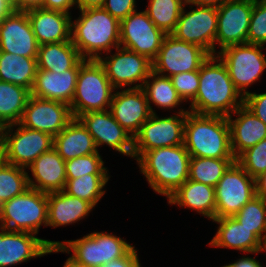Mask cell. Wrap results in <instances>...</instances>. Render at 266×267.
<instances>
[{
  "instance_id": "obj_1",
  "label": "cell",
  "mask_w": 266,
  "mask_h": 267,
  "mask_svg": "<svg viewBox=\"0 0 266 267\" xmlns=\"http://www.w3.org/2000/svg\"><path fill=\"white\" fill-rule=\"evenodd\" d=\"M242 105L244 97L229 77L227 67L217 55H210L200 67L199 88L189 111L228 117Z\"/></svg>"
},
{
  "instance_id": "obj_2",
  "label": "cell",
  "mask_w": 266,
  "mask_h": 267,
  "mask_svg": "<svg viewBox=\"0 0 266 267\" xmlns=\"http://www.w3.org/2000/svg\"><path fill=\"white\" fill-rule=\"evenodd\" d=\"M71 21V42L83 59L98 60L120 46V21L102 7L80 10Z\"/></svg>"
},
{
  "instance_id": "obj_3",
  "label": "cell",
  "mask_w": 266,
  "mask_h": 267,
  "mask_svg": "<svg viewBox=\"0 0 266 267\" xmlns=\"http://www.w3.org/2000/svg\"><path fill=\"white\" fill-rule=\"evenodd\" d=\"M190 159V154L181 144L146 151L137 163L155 193L168 198L188 180Z\"/></svg>"
},
{
  "instance_id": "obj_4",
  "label": "cell",
  "mask_w": 266,
  "mask_h": 267,
  "mask_svg": "<svg viewBox=\"0 0 266 267\" xmlns=\"http://www.w3.org/2000/svg\"><path fill=\"white\" fill-rule=\"evenodd\" d=\"M184 146L190 157L235 158L225 116L200 115L188 111L184 125Z\"/></svg>"
},
{
  "instance_id": "obj_5",
  "label": "cell",
  "mask_w": 266,
  "mask_h": 267,
  "mask_svg": "<svg viewBox=\"0 0 266 267\" xmlns=\"http://www.w3.org/2000/svg\"><path fill=\"white\" fill-rule=\"evenodd\" d=\"M115 90L99 60L84 59L70 105L73 118L90 111L108 110Z\"/></svg>"
},
{
  "instance_id": "obj_6",
  "label": "cell",
  "mask_w": 266,
  "mask_h": 267,
  "mask_svg": "<svg viewBox=\"0 0 266 267\" xmlns=\"http://www.w3.org/2000/svg\"><path fill=\"white\" fill-rule=\"evenodd\" d=\"M47 211V193L29 187L0 206V227L36 235L47 226Z\"/></svg>"
},
{
  "instance_id": "obj_7",
  "label": "cell",
  "mask_w": 266,
  "mask_h": 267,
  "mask_svg": "<svg viewBox=\"0 0 266 267\" xmlns=\"http://www.w3.org/2000/svg\"><path fill=\"white\" fill-rule=\"evenodd\" d=\"M53 143V136L19 123L1 128L0 152L3 161L12 165L27 169L41 154L51 150Z\"/></svg>"
},
{
  "instance_id": "obj_8",
  "label": "cell",
  "mask_w": 266,
  "mask_h": 267,
  "mask_svg": "<svg viewBox=\"0 0 266 267\" xmlns=\"http://www.w3.org/2000/svg\"><path fill=\"white\" fill-rule=\"evenodd\" d=\"M263 49L262 45L243 43L217 51L216 55L227 67L229 77L243 97L249 93L247 87L260 80L266 69Z\"/></svg>"
},
{
  "instance_id": "obj_9",
  "label": "cell",
  "mask_w": 266,
  "mask_h": 267,
  "mask_svg": "<svg viewBox=\"0 0 266 267\" xmlns=\"http://www.w3.org/2000/svg\"><path fill=\"white\" fill-rule=\"evenodd\" d=\"M188 111L181 108L177 115L164 118L152 113L133 138V158L137 160L144 152L156 148L184 144V125Z\"/></svg>"
},
{
  "instance_id": "obj_10",
  "label": "cell",
  "mask_w": 266,
  "mask_h": 267,
  "mask_svg": "<svg viewBox=\"0 0 266 267\" xmlns=\"http://www.w3.org/2000/svg\"><path fill=\"white\" fill-rule=\"evenodd\" d=\"M255 196V179L235 161L215 186V218L234 216Z\"/></svg>"
},
{
  "instance_id": "obj_11",
  "label": "cell",
  "mask_w": 266,
  "mask_h": 267,
  "mask_svg": "<svg viewBox=\"0 0 266 267\" xmlns=\"http://www.w3.org/2000/svg\"><path fill=\"white\" fill-rule=\"evenodd\" d=\"M209 56L198 45L180 41L171 34L166 35L157 57L152 61V71L171 77L178 73L200 70Z\"/></svg>"
},
{
  "instance_id": "obj_12",
  "label": "cell",
  "mask_w": 266,
  "mask_h": 267,
  "mask_svg": "<svg viewBox=\"0 0 266 267\" xmlns=\"http://www.w3.org/2000/svg\"><path fill=\"white\" fill-rule=\"evenodd\" d=\"M192 10L185 11L183 7L177 26L171 34L176 39L192 43L205 49L210 55H216L215 37L218 25L217 8L189 6Z\"/></svg>"
},
{
  "instance_id": "obj_13",
  "label": "cell",
  "mask_w": 266,
  "mask_h": 267,
  "mask_svg": "<svg viewBox=\"0 0 266 267\" xmlns=\"http://www.w3.org/2000/svg\"><path fill=\"white\" fill-rule=\"evenodd\" d=\"M165 36L145 10H136L120 21V47L144 55L150 61L157 57Z\"/></svg>"
},
{
  "instance_id": "obj_14",
  "label": "cell",
  "mask_w": 266,
  "mask_h": 267,
  "mask_svg": "<svg viewBox=\"0 0 266 267\" xmlns=\"http://www.w3.org/2000/svg\"><path fill=\"white\" fill-rule=\"evenodd\" d=\"M116 53L111 56H101L98 60L105 69L106 76L112 86L123 89L134 84L133 87L141 88L152 71V61L146 56L123 47L115 48ZM140 84L136 82H139Z\"/></svg>"
},
{
  "instance_id": "obj_15",
  "label": "cell",
  "mask_w": 266,
  "mask_h": 267,
  "mask_svg": "<svg viewBox=\"0 0 266 267\" xmlns=\"http://www.w3.org/2000/svg\"><path fill=\"white\" fill-rule=\"evenodd\" d=\"M73 119L70 106L54 100L30 96L22 118L23 127L51 136L58 135Z\"/></svg>"
},
{
  "instance_id": "obj_16",
  "label": "cell",
  "mask_w": 266,
  "mask_h": 267,
  "mask_svg": "<svg viewBox=\"0 0 266 267\" xmlns=\"http://www.w3.org/2000/svg\"><path fill=\"white\" fill-rule=\"evenodd\" d=\"M0 267H10L32 258L49 254L59 241L41 239L28 232L12 231L0 227Z\"/></svg>"
},
{
  "instance_id": "obj_17",
  "label": "cell",
  "mask_w": 266,
  "mask_h": 267,
  "mask_svg": "<svg viewBox=\"0 0 266 267\" xmlns=\"http://www.w3.org/2000/svg\"><path fill=\"white\" fill-rule=\"evenodd\" d=\"M253 0H227L217 8L218 25L215 43L220 50L247 43Z\"/></svg>"
},
{
  "instance_id": "obj_18",
  "label": "cell",
  "mask_w": 266,
  "mask_h": 267,
  "mask_svg": "<svg viewBox=\"0 0 266 267\" xmlns=\"http://www.w3.org/2000/svg\"><path fill=\"white\" fill-rule=\"evenodd\" d=\"M78 119L92 135L97 149L106 144L133 158V137L115 120L110 110L90 111Z\"/></svg>"
},
{
  "instance_id": "obj_19",
  "label": "cell",
  "mask_w": 266,
  "mask_h": 267,
  "mask_svg": "<svg viewBox=\"0 0 266 267\" xmlns=\"http://www.w3.org/2000/svg\"><path fill=\"white\" fill-rule=\"evenodd\" d=\"M39 43L26 11L13 10L0 22V51L37 58Z\"/></svg>"
},
{
  "instance_id": "obj_20",
  "label": "cell",
  "mask_w": 266,
  "mask_h": 267,
  "mask_svg": "<svg viewBox=\"0 0 266 267\" xmlns=\"http://www.w3.org/2000/svg\"><path fill=\"white\" fill-rule=\"evenodd\" d=\"M115 120L134 138L152 115L143 88L115 91L109 108Z\"/></svg>"
},
{
  "instance_id": "obj_21",
  "label": "cell",
  "mask_w": 266,
  "mask_h": 267,
  "mask_svg": "<svg viewBox=\"0 0 266 267\" xmlns=\"http://www.w3.org/2000/svg\"><path fill=\"white\" fill-rule=\"evenodd\" d=\"M26 13L39 45L71 41V14L42 7Z\"/></svg>"
},
{
  "instance_id": "obj_22",
  "label": "cell",
  "mask_w": 266,
  "mask_h": 267,
  "mask_svg": "<svg viewBox=\"0 0 266 267\" xmlns=\"http://www.w3.org/2000/svg\"><path fill=\"white\" fill-rule=\"evenodd\" d=\"M27 168L34 177L32 179L28 174L29 187L44 193L64 190L67 181L65 161L54 148L41 154Z\"/></svg>"
},
{
  "instance_id": "obj_23",
  "label": "cell",
  "mask_w": 266,
  "mask_h": 267,
  "mask_svg": "<svg viewBox=\"0 0 266 267\" xmlns=\"http://www.w3.org/2000/svg\"><path fill=\"white\" fill-rule=\"evenodd\" d=\"M233 113L238 117L233 120L230 115L227 120L230 128L231 151L237 158L246 149L266 138V125L244 105Z\"/></svg>"
},
{
  "instance_id": "obj_24",
  "label": "cell",
  "mask_w": 266,
  "mask_h": 267,
  "mask_svg": "<svg viewBox=\"0 0 266 267\" xmlns=\"http://www.w3.org/2000/svg\"><path fill=\"white\" fill-rule=\"evenodd\" d=\"M79 69H68L57 73L37 70L31 95L71 105Z\"/></svg>"
},
{
  "instance_id": "obj_25",
  "label": "cell",
  "mask_w": 266,
  "mask_h": 267,
  "mask_svg": "<svg viewBox=\"0 0 266 267\" xmlns=\"http://www.w3.org/2000/svg\"><path fill=\"white\" fill-rule=\"evenodd\" d=\"M212 221L219 224V227L209 246L258 254L261 240L233 216L215 218Z\"/></svg>"
},
{
  "instance_id": "obj_26",
  "label": "cell",
  "mask_w": 266,
  "mask_h": 267,
  "mask_svg": "<svg viewBox=\"0 0 266 267\" xmlns=\"http://www.w3.org/2000/svg\"><path fill=\"white\" fill-rule=\"evenodd\" d=\"M53 148L64 161L99 153L92 135L78 118H73L58 135L54 136Z\"/></svg>"
},
{
  "instance_id": "obj_27",
  "label": "cell",
  "mask_w": 266,
  "mask_h": 267,
  "mask_svg": "<svg viewBox=\"0 0 266 267\" xmlns=\"http://www.w3.org/2000/svg\"><path fill=\"white\" fill-rule=\"evenodd\" d=\"M47 226L57 228L74 224L88 216L94 208L89 202L68 195L66 192L47 193Z\"/></svg>"
},
{
  "instance_id": "obj_28",
  "label": "cell",
  "mask_w": 266,
  "mask_h": 267,
  "mask_svg": "<svg viewBox=\"0 0 266 267\" xmlns=\"http://www.w3.org/2000/svg\"><path fill=\"white\" fill-rule=\"evenodd\" d=\"M167 199L169 204L190 208L210 220L215 219V187L188 179Z\"/></svg>"
},
{
  "instance_id": "obj_29",
  "label": "cell",
  "mask_w": 266,
  "mask_h": 267,
  "mask_svg": "<svg viewBox=\"0 0 266 267\" xmlns=\"http://www.w3.org/2000/svg\"><path fill=\"white\" fill-rule=\"evenodd\" d=\"M83 60L71 41L39 46L37 64L40 70L60 73L68 69H80Z\"/></svg>"
},
{
  "instance_id": "obj_30",
  "label": "cell",
  "mask_w": 266,
  "mask_h": 267,
  "mask_svg": "<svg viewBox=\"0 0 266 267\" xmlns=\"http://www.w3.org/2000/svg\"><path fill=\"white\" fill-rule=\"evenodd\" d=\"M37 70V58L0 51V81L20 85L31 91Z\"/></svg>"
},
{
  "instance_id": "obj_31",
  "label": "cell",
  "mask_w": 266,
  "mask_h": 267,
  "mask_svg": "<svg viewBox=\"0 0 266 267\" xmlns=\"http://www.w3.org/2000/svg\"><path fill=\"white\" fill-rule=\"evenodd\" d=\"M31 91L23 86L0 81V127L18 124Z\"/></svg>"
},
{
  "instance_id": "obj_32",
  "label": "cell",
  "mask_w": 266,
  "mask_h": 267,
  "mask_svg": "<svg viewBox=\"0 0 266 267\" xmlns=\"http://www.w3.org/2000/svg\"><path fill=\"white\" fill-rule=\"evenodd\" d=\"M142 88L152 113L156 112H154L155 110H153L151 103L158 106V108H162V110L163 108L169 110L170 108H176L183 102L174 88L170 77L162 76L154 71L150 72Z\"/></svg>"
},
{
  "instance_id": "obj_33",
  "label": "cell",
  "mask_w": 266,
  "mask_h": 267,
  "mask_svg": "<svg viewBox=\"0 0 266 267\" xmlns=\"http://www.w3.org/2000/svg\"><path fill=\"white\" fill-rule=\"evenodd\" d=\"M71 250L73 254L70 258L76 263L86 267L102 266L100 243H98L90 234L77 240L60 242L59 246L50 248L49 254L53 252H65L70 254Z\"/></svg>"
},
{
  "instance_id": "obj_34",
  "label": "cell",
  "mask_w": 266,
  "mask_h": 267,
  "mask_svg": "<svg viewBox=\"0 0 266 267\" xmlns=\"http://www.w3.org/2000/svg\"><path fill=\"white\" fill-rule=\"evenodd\" d=\"M236 158L191 157L188 179L215 187Z\"/></svg>"
},
{
  "instance_id": "obj_35",
  "label": "cell",
  "mask_w": 266,
  "mask_h": 267,
  "mask_svg": "<svg viewBox=\"0 0 266 267\" xmlns=\"http://www.w3.org/2000/svg\"><path fill=\"white\" fill-rule=\"evenodd\" d=\"M108 174H86L76 179H67L64 192L89 202L94 208L105 194Z\"/></svg>"
},
{
  "instance_id": "obj_36",
  "label": "cell",
  "mask_w": 266,
  "mask_h": 267,
  "mask_svg": "<svg viewBox=\"0 0 266 267\" xmlns=\"http://www.w3.org/2000/svg\"><path fill=\"white\" fill-rule=\"evenodd\" d=\"M184 6L183 0H149L145 11L156 27L170 35L177 26Z\"/></svg>"
},
{
  "instance_id": "obj_37",
  "label": "cell",
  "mask_w": 266,
  "mask_h": 267,
  "mask_svg": "<svg viewBox=\"0 0 266 267\" xmlns=\"http://www.w3.org/2000/svg\"><path fill=\"white\" fill-rule=\"evenodd\" d=\"M29 188L26 168L3 161L0 164V206Z\"/></svg>"
},
{
  "instance_id": "obj_38",
  "label": "cell",
  "mask_w": 266,
  "mask_h": 267,
  "mask_svg": "<svg viewBox=\"0 0 266 267\" xmlns=\"http://www.w3.org/2000/svg\"><path fill=\"white\" fill-rule=\"evenodd\" d=\"M260 240L266 236V202L255 196L233 216Z\"/></svg>"
},
{
  "instance_id": "obj_39",
  "label": "cell",
  "mask_w": 266,
  "mask_h": 267,
  "mask_svg": "<svg viewBox=\"0 0 266 267\" xmlns=\"http://www.w3.org/2000/svg\"><path fill=\"white\" fill-rule=\"evenodd\" d=\"M65 171L67 179H76L86 174H108L99 153L79 156L65 161Z\"/></svg>"
},
{
  "instance_id": "obj_40",
  "label": "cell",
  "mask_w": 266,
  "mask_h": 267,
  "mask_svg": "<svg viewBox=\"0 0 266 267\" xmlns=\"http://www.w3.org/2000/svg\"><path fill=\"white\" fill-rule=\"evenodd\" d=\"M90 235L100 243L102 265L124 257L134 247L124 239L108 232H93Z\"/></svg>"
},
{
  "instance_id": "obj_41",
  "label": "cell",
  "mask_w": 266,
  "mask_h": 267,
  "mask_svg": "<svg viewBox=\"0 0 266 267\" xmlns=\"http://www.w3.org/2000/svg\"><path fill=\"white\" fill-rule=\"evenodd\" d=\"M236 161L253 179L266 173V138L242 152Z\"/></svg>"
},
{
  "instance_id": "obj_42",
  "label": "cell",
  "mask_w": 266,
  "mask_h": 267,
  "mask_svg": "<svg viewBox=\"0 0 266 267\" xmlns=\"http://www.w3.org/2000/svg\"><path fill=\"white\" fill-rule=\"evenodd\" d=\"M247 43L266 46V0H253Z\"/></svg>"
},
{
  "instance_id": "obj_43",
  "label": "cell",
  "mask_w": 266,
  "mask_h": 267,
  "mask_svg": "<svg viewBox=\"0 0 266 267\" xmlns=\"http://www.w3.org/2000/svg\"><path fill=\"white\" fill-rule=\"evenodd\" d=\"M170 79L183 102H192L195 99L199 88V70L178 73Z\"/></svg>"
},
{
  "instance_id": "obj_44",
  "label": "cell",
  "mask_w": 266,
  "mask_h": 267,
  "mask_svg": "<svg viewBox=\"0 0 266 267\" xmlns=\"http://www.w3.org/2000/svg\"><path fill=\"white\" fill-rule=\"evenodd\" d=\"M136 0H105L102 6L111 16L119 21L136 11Z\"/></svg>"
},
{
  "instance_id": "obj_45",
  "label": "cell",
  "mask_w": 266,
  "mask_h": 267,
  "mask_svg": "<svg viewBox=\"0 0 266 267\" xmlns=\"http://www.w3.org/2000/svg\"><path fill=\"white\" fill-rule=\"evenodd\" d=\"M244 106L266 125V92L260 94L249 92L244 97Z\"/></svg>"
},
{
  "instance_id": "obj_46",
  "label": "cell",
  "mask_w": 266,
  "mask_h": 267,
  "mask_svg": "<svg viewBox=\"0 0 266 267\" xmlns=\"http://www.w3.org/2000/svg\"><path fill=\"white\" fill-rule=\"evenodd\" d=\"M101 267H141L135 246L122 258L112 260Z\"/></svg>"
},
{
  "instance_id": "obj_47",
  "label": "cell",
  "mask_w": 266,
  "mask_h": 267,
  "mask_svg": "<svg viewBox=\"0 0 266 267\" xmlns=\"http://www.w3.org/2000/svg\"><path fill=\"white\" fill-rule=\"evenodd\" d=\"M76 5V0H43V8L70 14L69 10Z\"/></svg>"
},
{
  "instance_id": "obj_48",
  "label": "cell",
  "mask_w": 266,
  "mask_h": 267,
  "mask_svg": "<svg viewBox=\"0 0 266 267\" xmlns=\"http://www.w3.org/2000/svg\"><path fill=\"white\" fill-rule=\"evenodd\" d=\"M14 10L27 11L34 8H43V0H11Z\"/></svg>"
},
{
  "instance_id": "obj_49",
  "label": "cell",
  "mask_w": 266,
  "mask_h": 267,
  "mask_svg": "<svg viewBox=\"0 0 266 267\" xmlns=\"http://www.w3.org/2000/svg\"><path fill=\"white\" fill-rule=\"evenodd\" d=\"M184 5H193V6H206V7H215L219 8L227 0H183Z\"/></svg>"
},
{
  "instance_id": "obj_50",
  "label": "cell",
  "mask_w": 266,
  "mask_h": 267,
  "mask_svg": "<svg viewBox=\"0 0 266 267\" xmlns=\"http://www.w3.org/2000/svg\"><path fill=\"white\" fill-rule=\"evenodd\" d=\"M230 267H262L260 262L254 257H242L234 263L229 264Z\"/></svg>"
},
{
  "instance_id": "obj_51",
  "label": "cell",
  "mask_w": 266,
  "mask_h": 267,
  "mask_svg": "<svg viewBox=\"0 0 266 267\" xmlns=\"http://www.w3.org/2000/svg\"><path fill=\"white\" fill-rule=\"evenodd\" d=\"M256 196L262 198L266 202V173H263L255 179Z\"/></svg>"
},
{
  "instance_id": "obj_52",
  "label": "cell",
  "mask_w": 266,
  "mask_h": 267,
  "mask_svg": "<svg viewBox=\"0 0 266 267\" xmlns=\"http://www.w3.org/2000/svg\"><path fill=\"white\" fill-rule=\"evenodd\" d=\"M104 1L105 0H76V7L79 8V10L102 7Z\"/></svg>"
},
{
  "instance_id": "obj_53",
  "label": "cell",
  "mask_w": 266,
  "mask_h": 267,
  "mask_svg": "<svg viewBox=\"0 0 266 267\" xmlns=\"http://www.w3.org/2000/svg\"><path fill=\"white\" fill-rule=\"evenodd\" d=\"M14 10L11 0H0V22Z\"/></svg>"
},
{
  "instance_id": "obj_54",
  "label": "cell",
  "mask_w": 266,
  "mask_h": 267,
  "mask_svg": "<svg viewBox=\"0 0 266 267\" xmlns=\"http://www.w3.org/2000/svg\"><path fill=\"white\" fill-rule=\"evenodd\" d=\"M63 267H86L84 265L76 263L74 260H72L70 257L66 260Z\"/></svg>"
},
{
  "instance_id": "obj_55",
  "label": "cell",
  "mask_w": 266,
  "mask_h": 267,
  "mask_svg": "<svg viewBox=\"0 0 266 267\" xmlns=\"http://www.w3.org/2000/svg\"><path fill=\"white\" fill-rule=\"evenodd\" d=\"M263 251L266 252V236L260 241L258 253Z\"/></svg>"
},
{
  "instance_id": "obj_56",
  "label": "cell",
  "mask_w": 266,
  "mask_h": 267,
  "mask_svg": "<svg viewBox=\"0 0 266 267\" xmlns=\"http://www.w3.org/2000/svg\"><path fill=\"white\" fill-rule=\"evenodd\" d=\"M3 162L2 154L0 152V164Z\"/></svg>"
}]
</instances>
